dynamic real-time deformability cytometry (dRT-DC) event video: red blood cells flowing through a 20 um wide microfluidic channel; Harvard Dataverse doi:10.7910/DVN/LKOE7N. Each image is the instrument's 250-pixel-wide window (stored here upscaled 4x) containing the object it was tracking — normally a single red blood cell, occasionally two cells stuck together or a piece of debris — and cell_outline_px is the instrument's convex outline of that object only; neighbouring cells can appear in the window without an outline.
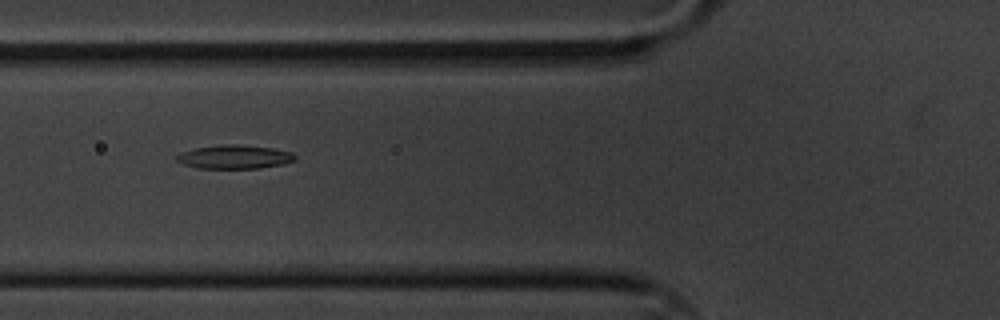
{"species": "common noctule bat (a hibernating species)", "species_latin": "Nyctalus noctula", "temperature_condition": "cold", "stored_images_in_passage": 8, "camera_frame_rate_fps": 3000, "um_per_image_px": 0.085, "animal": {"sex": "male", "body_mass_g": 20.1, "forearm_length_mm": 53.5}, "frame": {"image": 1, "passage_image": 7, "time_ms": 2.0, "image_size_px": [1000, 320], "cell_outline_px": [[296, 160], [280, 164], [260, 168], [196, 168], [184, 164], [176, 160], [176, 156], [180, 152], [196, 148], [220, 144], [240, 144], [272, 148], [292, 152], [296, 156]], "centroid_in_image_um": [19.92, 13.32], "position_along_channel_um": 105.9, "area_um2": 16.36}}
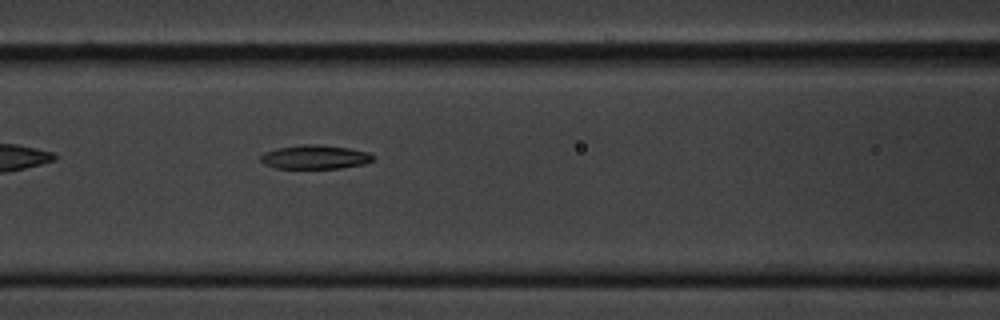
{"frame": {"image": 2, "passage_image": 8, "time_ms": 2.333, "image_size_px": [1000, 320], "cell_outline_px": [[376, 156], [372, 160], [364, 164], [340, 168], [276, 168], [264, 164], [260, 160], [260, 156], [264, 152], [276, 148], [304, 144], [320, 144], [348, 148], [368, 152]], "centroid_in_image_um": [26.76, 13.34], "position_along_channel_um": 139.8, "area_um2": 15.72}}